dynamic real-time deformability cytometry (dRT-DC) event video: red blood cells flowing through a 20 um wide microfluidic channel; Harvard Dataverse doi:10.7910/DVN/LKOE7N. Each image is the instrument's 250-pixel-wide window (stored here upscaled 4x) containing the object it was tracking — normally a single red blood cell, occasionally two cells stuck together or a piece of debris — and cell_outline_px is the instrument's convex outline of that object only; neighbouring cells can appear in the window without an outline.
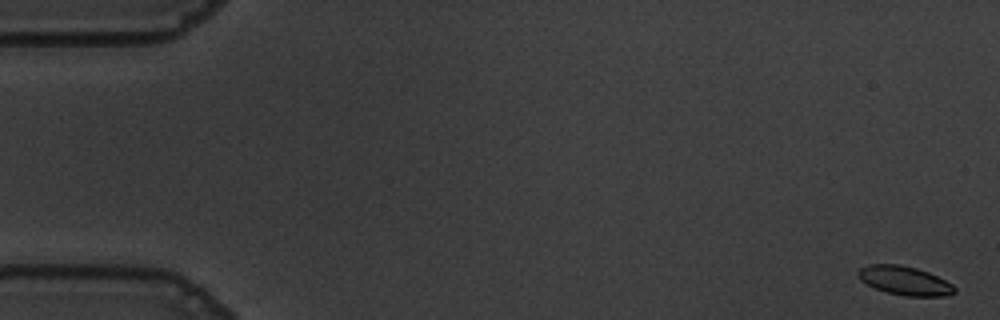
{"species": "common noctule bat (a hibernating species)", "species_latin": "Nyctalus noctula", "temperature_condition": "warm", "stored_images_in_passage": 56, "camera_frame_rate_fps": 3000, "um_per_image_px": 0.085, "animal": {"sex": "male", "body_mass_g": 19.5, "forearm_length_mm": 54.6}, "frame": {"image": 1, "passage_image": 1, "time_ms": 0.0, "image_size_px": [1000, 320], "cell_outline_px": [[956, 292], [944, 296], [904, 296], [888, 292], [876, 288], [860, 280], [856, 272], [860, 268], [868, 264], [896, 264], [916, 268], [928, 272], [952, 284], [956, 288]], "centroid_in_image_um": [76.88, 23.85], "position_along_channel_um": 8.1, "area_um2": 16.07}}
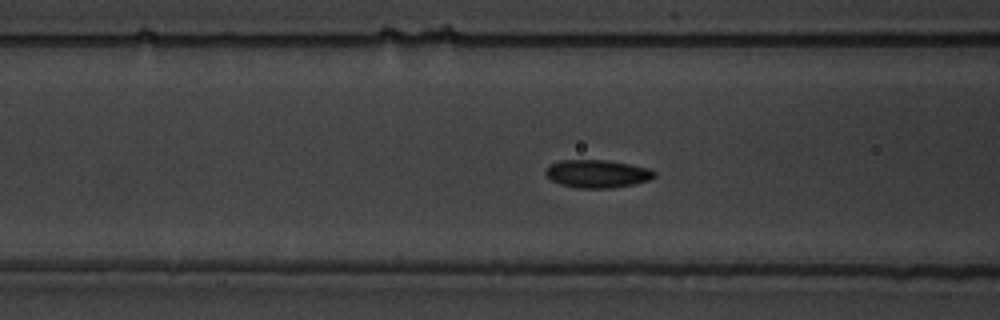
{"frame": {"image": 2, "passage_image": 22, "time_ms": 7.0, "image_size_px": [1000, 320], "cell_outline_px": [[656, 176], [648, 180], [632, 184], [612, 188], [576, 188], [560, 184], [552, 180], [544, 172], [552, 164], [560, 160], [608, 160], [648, 168], [656, 172]], "centroid_in_image_um": [50.77, 14.77], "position_along_channel_um": 115.8, "area_um2": 17.51}}
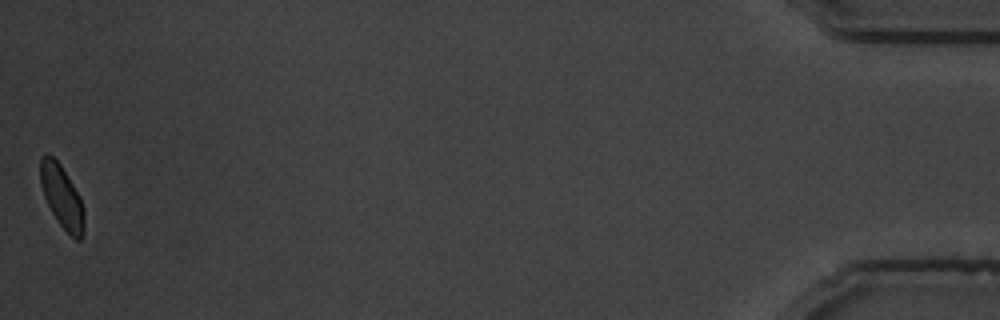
{"frame": {"image": 3, "passage_image": 56, "time_ms": 18.333, "image_size_px": [1000, 320], "cell_outline_px": [[84, 236], [80, 240], [76, 240], [60, 224], [52, 212], [44, 196], [40, 184], [40, 156], [48, 152], [60, 164], [80, 196], [84, 208]], "centroid_in_image_um": [5.26, 16.7], "position_along_channel_um": 429.9, "area_um2": 16.07}, "authors_computed_cell_mechanics": {"area_um2": 16.7909, "velocity_mm_per_s": 3.6122, "shape_relaxation_time_tau1_ms": 2.4901, "shape_relaxation_time_tau2_ms": 1.3172, "deformation_change_tau1": 0.0859, "deformation_change_tau2": 0.0507}}